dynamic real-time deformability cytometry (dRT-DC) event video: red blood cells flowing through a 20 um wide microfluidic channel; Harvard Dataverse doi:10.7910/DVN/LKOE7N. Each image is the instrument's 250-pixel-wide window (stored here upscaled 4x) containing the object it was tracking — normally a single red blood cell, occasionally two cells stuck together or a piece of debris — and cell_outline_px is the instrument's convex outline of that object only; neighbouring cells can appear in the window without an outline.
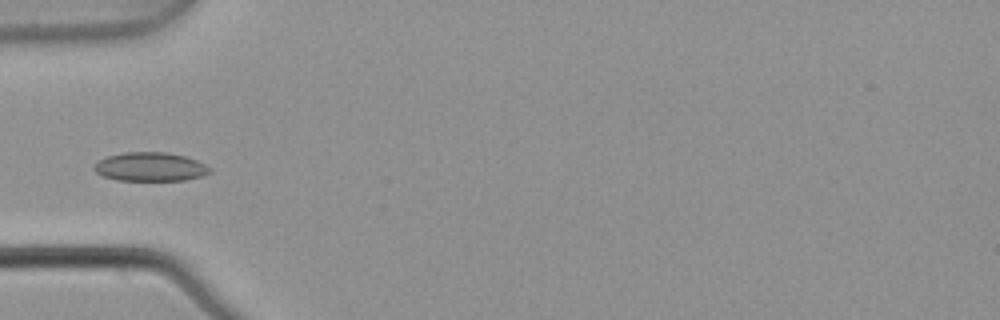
{"species": "common noctule bat (a hibernating species)", "species_latin": "Nyctalus noctula", "temperature_condition": "warm", "stored_images_in_passage": 1, "camera_frame_rate_fps": 3000, "um_per_image_px": 0.085, "animal": {"sex": "male", "body_mass_g": 21.5, "forearm_length_mm": 52.0}, "frame": {"image": 1, "passage_image": 1, "time_ms": 0.0, "image_size_px": [1000, 320], "cell_outline_px": [[212, 172], [200, 176], [184, 180], [116, 180], [104, 176], [96, 172], [92, 168], [100, 160], [108, 156], [124, 152], [168, 152], [184, 156], [196, 160], [212, 168]], "centroid_in_image_um": [12.79, 14.17], "position_along_channel_um": 72.2, "area_um2": 19.31}}